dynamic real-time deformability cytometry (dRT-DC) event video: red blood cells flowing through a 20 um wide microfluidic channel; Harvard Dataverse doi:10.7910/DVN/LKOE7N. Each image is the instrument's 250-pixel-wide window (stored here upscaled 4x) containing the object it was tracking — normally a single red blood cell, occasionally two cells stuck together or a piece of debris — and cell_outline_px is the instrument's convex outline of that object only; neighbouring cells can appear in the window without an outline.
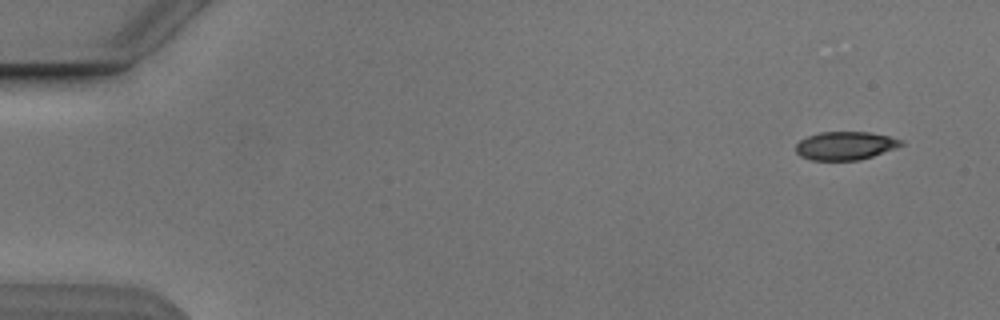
{"species": "Egyptian fruit bat (a non-hibernating species)", "species_latin": "Rousettus aegyptiacus", "temperature_condition": "cold", "stored_images_in_passage": 2, "segment_of_instrument_passage": [2, 2], "camera_frame_rate_fps": 3000, "um_per_image_px": 0.085, "animal": {"sex": "male"}, "frame": {"image": 1, "passage_image": 2, "time_ms": 1.333, "image_size_px": [1000, 320], "cell_outline_px": [[904, 144], [896, 148], [860, 160], [812, 160], [800, 156], [796, 152], [796, 144], [800, 140], [808, 136], [820, 132], [868, 132], [888, 136], [904, 140]], "centroid_in_image_um": [71.86, 12.38], "position_along_channel_um": 13.1, "area_um2": 17.34}}